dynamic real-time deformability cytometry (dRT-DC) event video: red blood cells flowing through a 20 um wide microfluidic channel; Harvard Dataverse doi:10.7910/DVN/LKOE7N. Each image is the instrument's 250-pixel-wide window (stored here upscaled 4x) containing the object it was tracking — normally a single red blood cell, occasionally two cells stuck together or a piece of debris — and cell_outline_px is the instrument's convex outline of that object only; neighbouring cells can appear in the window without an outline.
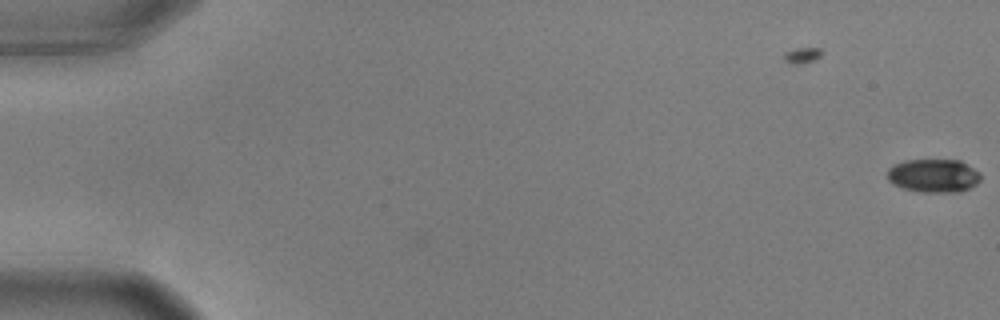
{"species": "common noctule bat (a hibernating species)", "species_latin": "Nyctalus noctula", "temperature_condition": "warm", "stored_images_in_passage": 5, "camera_frame_rate_fps": 3000, "um_per_image_px": 0.085, "animal": {"sex": "male", "body_mass_g": 17.9, "forearm_length_mm": 54.2}, "frame": {"image": 1, "passage_image": 5, "time_ms": 1.333, "image_size_px": [1000, 320], "cell_outline_px": [[980, 180], [976, 184], [960, 192], [920, 192], [904, 188], [892, 184], [888, 180], [888, 168], [892, 164], [904, 160], [960, 160], [980, 172]], "centroid_in_image_um": [79.33, 14.93], "position_along_channel_um": 5.7, "area_um2": 18.26}}